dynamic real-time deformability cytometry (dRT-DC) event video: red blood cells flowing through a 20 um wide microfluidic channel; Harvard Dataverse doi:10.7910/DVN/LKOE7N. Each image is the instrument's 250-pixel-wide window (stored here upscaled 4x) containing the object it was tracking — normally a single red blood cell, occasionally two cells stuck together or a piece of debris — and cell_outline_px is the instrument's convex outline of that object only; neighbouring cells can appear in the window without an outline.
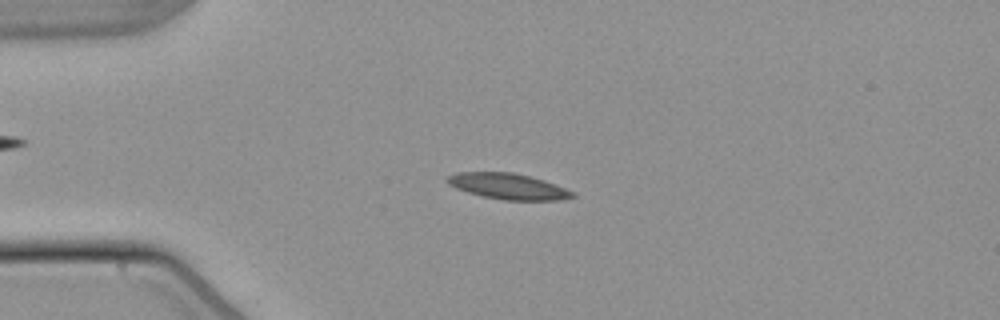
{"species": "common noctule bat (a hibernating species)", "species_latin": "Nyctalus noctula", "temperature_condition": "warm", "stored_images_in_passage": 53, "camera_frame_rate_fps": 3000, "um_per_image_px": 0.085, "animal": {"sex": "male", "body_mass_g": 21.5, "forearm_length_mm": 52.0}, "frame": {"image": 1, "passage_image": 13, "time_ms": 4.0, "image_size_px": [1000, 320], "cell_outline_px": [[576, 196], [560, 200], [504, 200], [484, 196], [468, 192], [456, 188], [448, 184], [444, 180], [448, 176], [456, 172], [512, 172], [544, 180], [576, 192]], "centroid_in_image_um": [43.19, 15.83], "position_along_channel_um": 41.8, "area_um2": 18.84}}
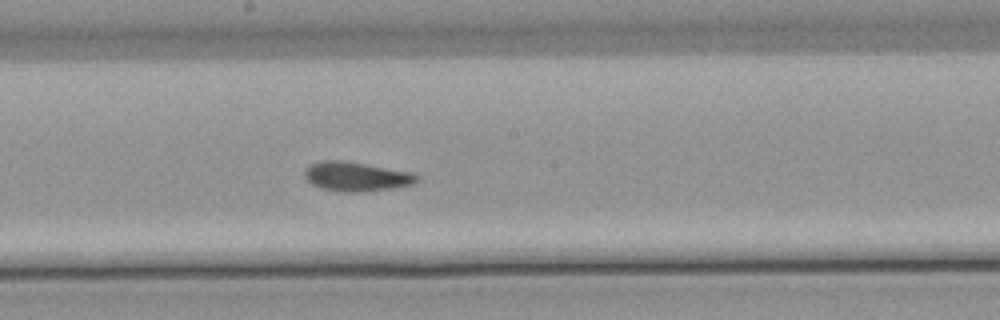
{"frame": {"image": 2, "passage_image": 29, "time_ms": 9.333, "image_size_px": [1000, 320], "cell_outline_px": [[420, 180], [412, 184], [396, 188], [360, 192], [340, 192], [320, 188], [304, 180], [304, 168], [320, 160], [340, 160], [412, 172], [420, 176]], "centroid_in_image_um": [30.26, 15.02], "position_along_channel_um": 217.9, "area_um2": 19.42}}
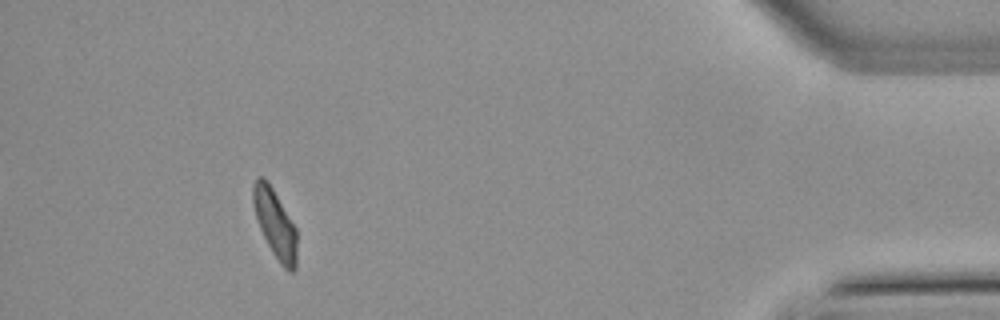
{"frame": {"image": 3, "passage_image": 49, "time_ms": 16.0, "image_size_px": [1000, 320], "cell_outline_px": [[296, 268], [292, 272], [288, 272], [280, 264], [272, 252], [260, 228], [252, 204], [252, 184], [260, 176], [268, 180], [296, 228]], "centroid_in_image_um": [23.37, 19.01], "position_along_channel_um": 411.8, "area_um2": 17.4}, "authors_computed_cell_mechanics": {"area_um2": 18.3804, "velocity_mm_per_s": 3.816, "shape_relaxation_time_tau1_ms": null, "shape_relaxation_time_tau2_ms": 2.4453, "deformation_change_tau1": null, "deformation_change_tau2": 0.0908}}